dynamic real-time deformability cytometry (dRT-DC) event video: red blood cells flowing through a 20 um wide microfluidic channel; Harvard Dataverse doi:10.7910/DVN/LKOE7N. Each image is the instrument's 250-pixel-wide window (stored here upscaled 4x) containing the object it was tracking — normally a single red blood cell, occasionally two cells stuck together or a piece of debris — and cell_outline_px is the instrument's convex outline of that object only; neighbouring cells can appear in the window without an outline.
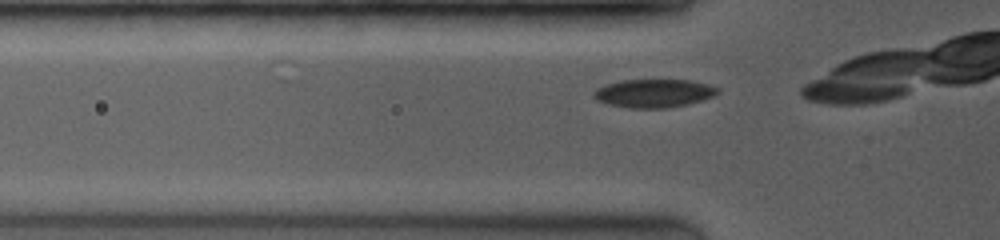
{"species": "common noctule bat (a hibernating species)", "species_latin": "Nyctalus noctula", "temperature_condition": "room temperature", "stored_images_in_passage": 2, "camera_frame_rate_fps": 3500, "um_per_image_px": 0.085, "animal": {"sex": "female", "body_mass_g": 19.0, "forearm_length_mm": 53.3}, "frame": {"image": 1, "passage_image": 2, "time_ms": 0.857, "image_size_px": [1000, 240], "cell_outline_px": [[720, 92], [712, 96], [688, 104], [668, 108], [628, 108], [608, 104], [596, 100], [592, 96], [592, 92], [596, 88], [620, 80], [688, 80], [708, 84], [716, 88]], "centroid_in_image_um": [55.52, 7.93], "position_along_channel_um": 70.3, "area_um2": 20.4}}